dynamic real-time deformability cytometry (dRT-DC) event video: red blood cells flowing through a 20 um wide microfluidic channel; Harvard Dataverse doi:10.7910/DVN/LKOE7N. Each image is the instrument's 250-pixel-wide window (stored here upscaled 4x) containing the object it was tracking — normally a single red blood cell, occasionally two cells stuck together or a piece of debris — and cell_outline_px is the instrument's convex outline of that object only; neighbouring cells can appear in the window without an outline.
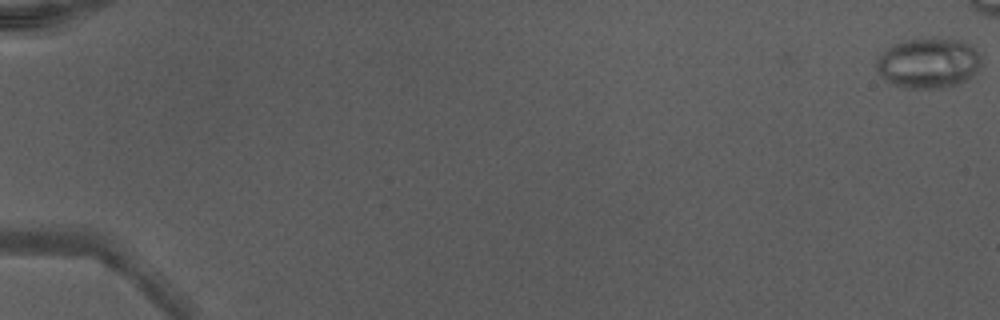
{"species": "Egyptian fruit bat (a non-hibernating species)", "species_latin": "Rousettus aegyptiacus", "temperature_condition": "warm", "stored_images_in_passage": 43, "camera_frame_rate_fps": 3000, "um_per_image_px": 0.085, "animal": {"sex": "male"}, "frame": {"image": 1, "passage_image": 1, "time_ms": 0.0, "image_size_px": [1000, 320], "cell_outline_px": [[980, 64], [964, 80], [956, 84], [940, 88], [904, 88], [892, 84], [880, 76], [876, 68], [876, 56], [880, 52], [892, 44], [908, 40], [960, 40], [976, 48], [980, 52]], "centroid_in_image_um": [78.83, 5.37], "position_along_channel_um": 6.2, "area_um2": 30.23}}
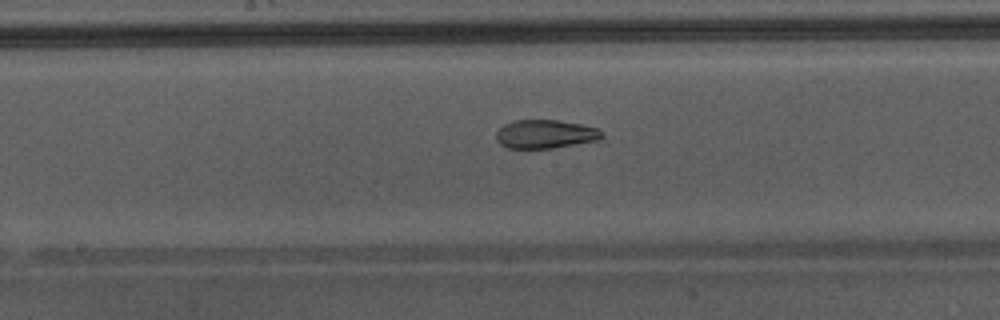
{"frame": {"image": 2, "passage_image": 29, "time_ms": 9.333, "image_size_px": [1000, 320], "cell_outline_px": [[604, 136], [600, 140], [552, 148], [508, 148], [500, 144], [496, 140], [496, 132], [504, 124], [512, 120], [556, 120], [580, 124], [600, 128], [604, 132]], "centroid_in_image_um": [46.38, 11.39], "position_along_channel_um": 201.8, "area_um2": 17.8}}
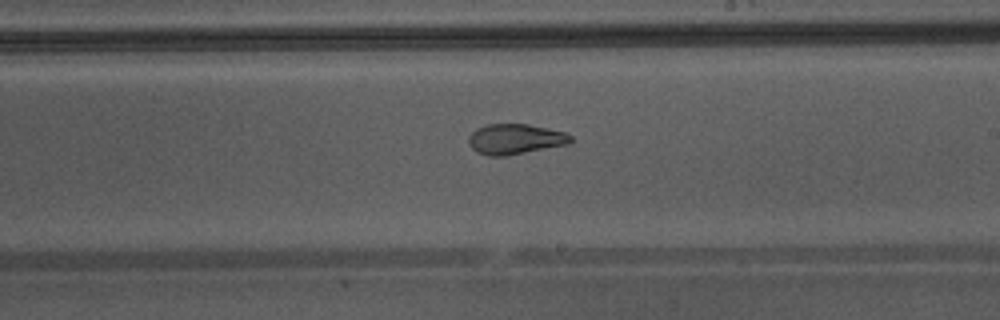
{"frame": {"image": 3, "passage_image": 32, "time_ms": 10.333, "image_size_px": [1000, 320], "cell_outline_px": [[572, 140], [568, 144], [504, 156], [488, 156], [476, 152], [468, 144], [468, 136], [476, 128], [488, 124], [528, 124], [564, 132], [572, 136]], "centroid_in_image_um": [43.74, 11.82], "position_along_channel_um": 245.3, "area_um2": 17.98}}